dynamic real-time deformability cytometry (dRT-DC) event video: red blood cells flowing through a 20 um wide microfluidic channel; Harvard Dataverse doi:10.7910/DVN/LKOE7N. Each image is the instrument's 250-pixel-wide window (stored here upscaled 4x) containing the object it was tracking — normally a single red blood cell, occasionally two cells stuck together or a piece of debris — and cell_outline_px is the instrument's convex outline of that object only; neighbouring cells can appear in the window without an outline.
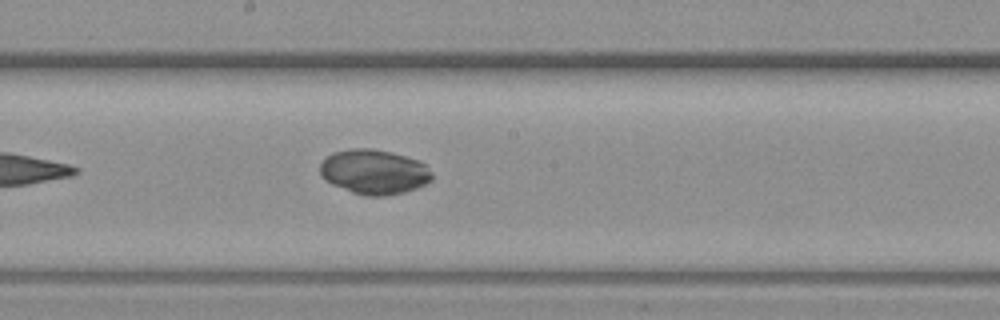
{"species": "common noctule bat (a hibernating species)", "species_latin": "Nyctalus noctula", "temperature_condition": "warm", "stored_images_in_passage": 7, "camera_frame_rate_fps": 3000, "um_per_image_px": 0.085, "animal": {"sex": "female", "body_mass_g": 19.3, "forearm_length_mm": 54.1}, "frame": {"image": 1, "passage_image": 7, "time_ms": 2.0, "image_size_px": [1000, 320], "cell_outline_px": [[432, 180], [416, 188], [404, 192], [388, 196], [364, 196], [352, 192], [332, 184], [324, 180], [320, 172], [320, 164], [332, 152], [352, 148], [372, 148], [404, 156], [416, 160], [424, 164], [432, 172]], "centroid_in_image_um": [31.78, 14.62], "position_along_channel_um": 216.4, "area_um2": 29.07}}